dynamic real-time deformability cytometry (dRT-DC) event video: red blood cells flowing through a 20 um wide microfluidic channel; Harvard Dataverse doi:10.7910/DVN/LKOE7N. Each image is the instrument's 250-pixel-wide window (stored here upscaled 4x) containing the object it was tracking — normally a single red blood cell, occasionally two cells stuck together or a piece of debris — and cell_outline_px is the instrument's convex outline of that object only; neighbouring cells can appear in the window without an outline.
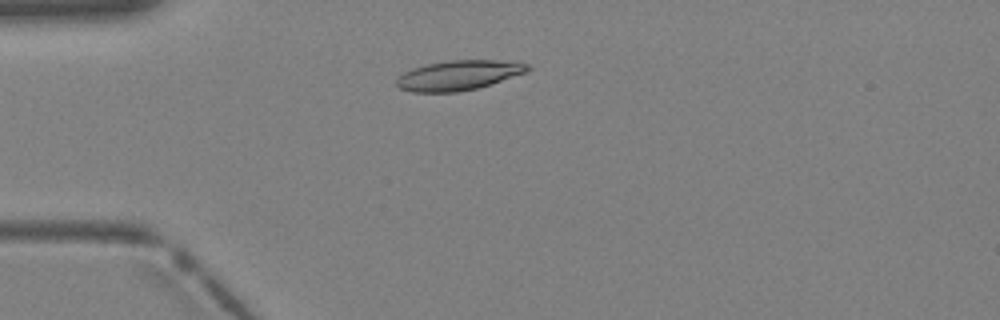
{"species": "Egyptian fruit bat (a non-hibernating species)", "species_latin": "Rousettus aegyptiacus", "temperature_condition": "warm", "stored_images_in_passage": 4, "camera_frame_rate_fps": 3000, "um_per_image_px": 0.085, "animal": {"sex": "female"}, "frame": {"image": 1, "passage_image": 4, "time_ms": 1.0, "image_size_px": [1000, 320], "cell_outline_px": [[532, 68], [528, 72], [492, 84], [476, 88], [456, 92], [412, 92], [400, 88], [396, 84], [396, 76], [412, 68], [428, 64], [448, 60], [496, 60], [528, 64]], "centroid_in_image_um": [38.97, 6.4], "position_along_channel_um": 46.0, "area_um2": 22.83}}